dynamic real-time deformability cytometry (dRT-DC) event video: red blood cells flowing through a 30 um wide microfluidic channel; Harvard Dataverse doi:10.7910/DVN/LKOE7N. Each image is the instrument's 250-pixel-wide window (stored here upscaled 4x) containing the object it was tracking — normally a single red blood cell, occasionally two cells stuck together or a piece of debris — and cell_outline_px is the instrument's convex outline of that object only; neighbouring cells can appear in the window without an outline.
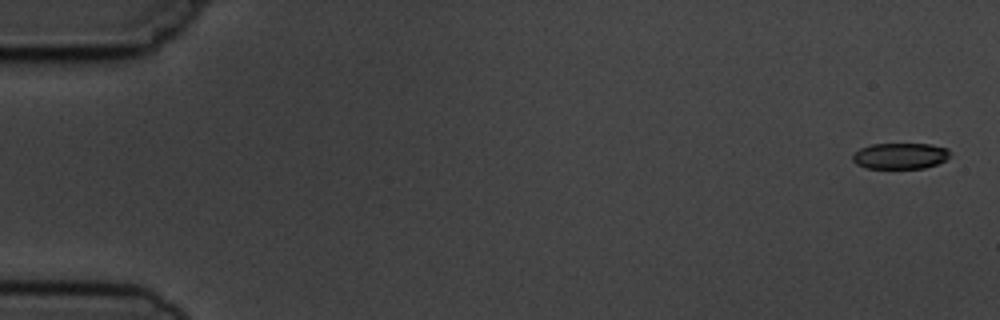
{"species": "common noctule bat (a hibernating species)", "species_latin": "Nyctalus noctula", "temperature_condition": "cold", "stored_images_in_passage": 16, "segment_of_instrument_passage": [1, 2], "camera_frame_rate_fps": 3000, "um_per_image_px": 0.085, "animal": {"sex": "male", "body_mass_g": 19.5, "forearm_length_mm": 54.6}, "frame": {"image": 1, "passage_image": 1, "time_ms": 0.0, "image_size_px": [1000, 320], "cell_outline_px": [[948, 156], [944, 160], [936, 164], [924, 168], [864, 168], [856, 164], [852, 160], [852, 156], [860, 148], [872, 144], [928, 144], [948, 148]], "centroid_in_image_um": [76.47, 13.25], "position_along_channel_um": 8.5, "area_um2": 14.62}}
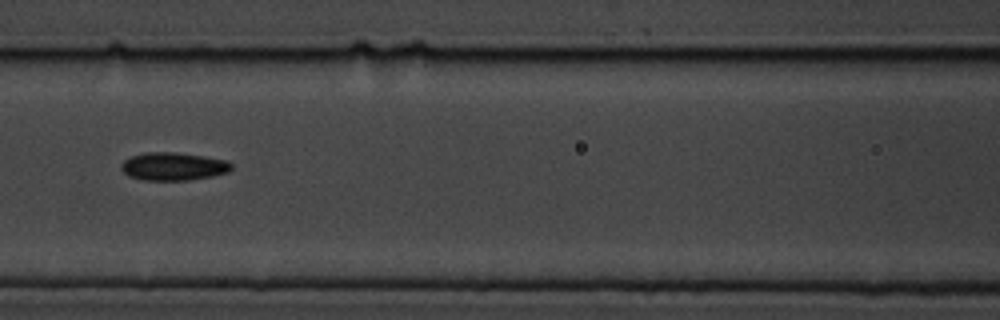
{"frame": {"image": 2, "passage_image": 7, "time_ms": 7.667, "image_size_px": [1000, 320], "cell_outline_px": [[232, 168], [228, 172], [212, 176], [188, 180], [144, 180], [128, 176], [120, 168], [120, 164], [124, 160], [132, 156], [144, 152], [176, 152], [204, 156], [228, 160], [232, 164]], "centroid_in_image_um": [14.73, 14.14], "position_along_channel_um": 151.9, "area_um2": 18.09}}
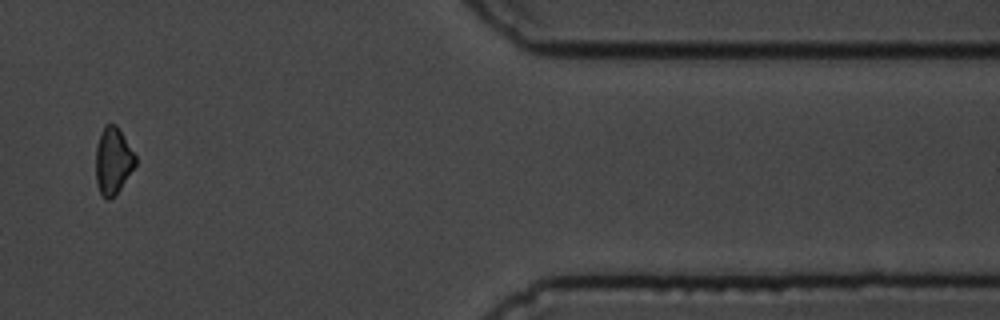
{"frame": {"image": 3, "passage_image": 13, "time_ms": 15.333, "image_size_px": [1000, 320], "cell_outline_px": [[136, 164], [120, 188], [108, 200], [100, 192], [96, 184], [96, 148], [100, 132], [104, 124], [116, 124], [136, 156]], "centroid_in_image_um": [9.59, 13.63], "position_along_channel_um": 401.8, "area_um2": 15.2}}